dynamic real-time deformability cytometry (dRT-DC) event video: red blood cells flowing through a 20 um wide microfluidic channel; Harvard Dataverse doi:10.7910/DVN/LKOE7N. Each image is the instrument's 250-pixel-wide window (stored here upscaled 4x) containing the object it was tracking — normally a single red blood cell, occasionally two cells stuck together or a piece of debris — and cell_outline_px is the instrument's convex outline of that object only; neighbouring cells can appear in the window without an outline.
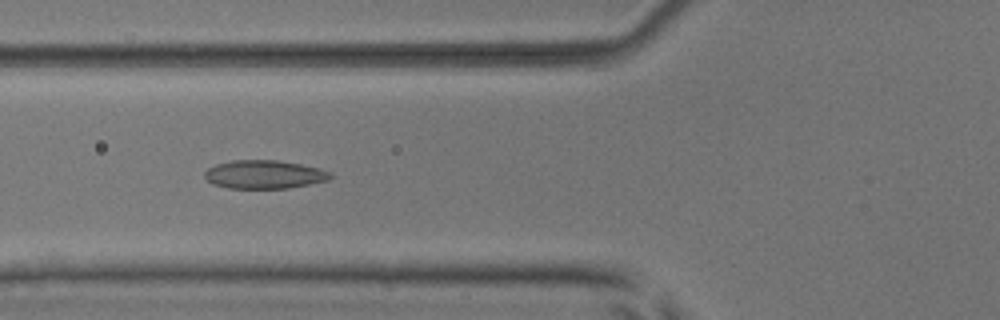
{"species": "common noctule bat (a hibernating species)", "species_latin": "Nyctalus noctula", "temperature_condition": "room temperature", "stored_images_in_passage": 54, "camera_frame_rate_fps": 3000, "um_per_image_px": 0.085, "animal": {"sex": "male", "body_mass_g": 17.9, "forearm_length_mm": 54.2}, "frame": {"image": 1, "passage_image": 21, "time_ms": 6.667, "image_size_px": [1000, 320], "cell_outline_px": [[332, 176], [328, 180], [288, 188], [228, 188], [212, 184], [204, 176], [204, 172], [208, 168], [216, 164], [232, 160], [276, 160], [300, 164], [320, 168], [332, 172]], "centroid_in_image_um": [22.45, 14.82], "position_along_channel_um": 103.3, "area_um2": 20.81}}
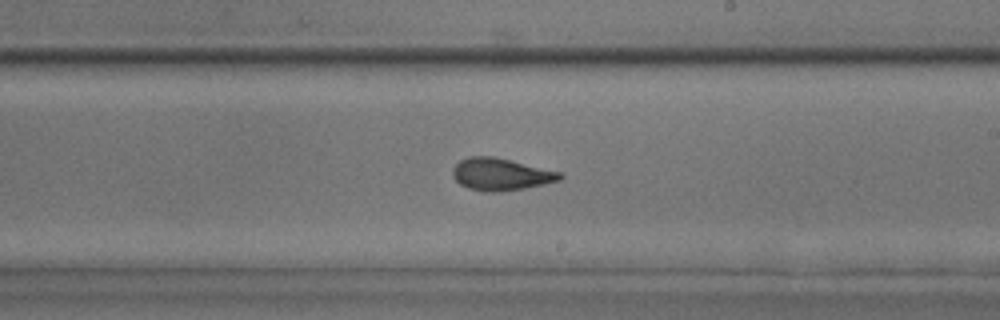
{"frame": {"image": 2, "passage_image": 32, "time_ms": 10.333, "image_size_px": [1000, 320], "cell_outline_px": [[564, 176], [560, 180], [544, 184], [524, 188], [500, 192], [484, 192], [468, 188], [460, 184], [452, 176], [452, 168], [460, 160], [468, 156], [492, 156], [564, 172]], "centroid_in_image_um": [42.58, 14.81], "position_along_channel_um": 246.4, "area_um2": 20.35}}
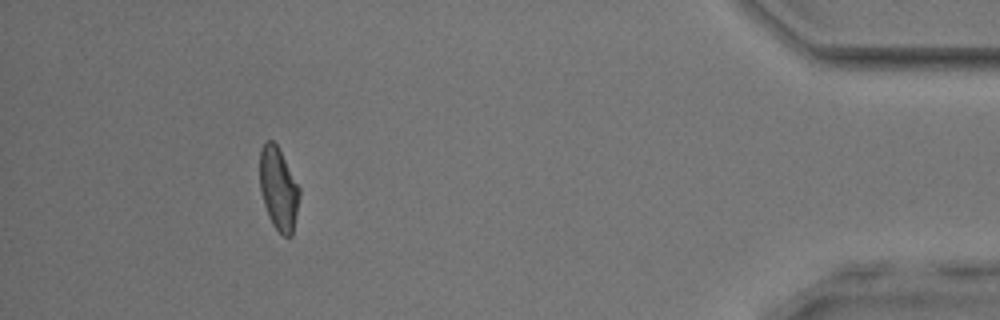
{"frame": {"image": 3, "passage_image": 49, "time_ms": 16.0, "image_size_px": [1000, 320], "cell_outline_px": [[300, 196], [292, 236], [284, 236], [272, 224], [268, 216], [264, 204], [260, 188], [260, 148], [264, 140], [272, 140], [276, 144], [300, 188]], "centroid_in_image_um": [23.66, 16.03], "position_along_channel_um": 411.5, "area_um2": 19.02}}